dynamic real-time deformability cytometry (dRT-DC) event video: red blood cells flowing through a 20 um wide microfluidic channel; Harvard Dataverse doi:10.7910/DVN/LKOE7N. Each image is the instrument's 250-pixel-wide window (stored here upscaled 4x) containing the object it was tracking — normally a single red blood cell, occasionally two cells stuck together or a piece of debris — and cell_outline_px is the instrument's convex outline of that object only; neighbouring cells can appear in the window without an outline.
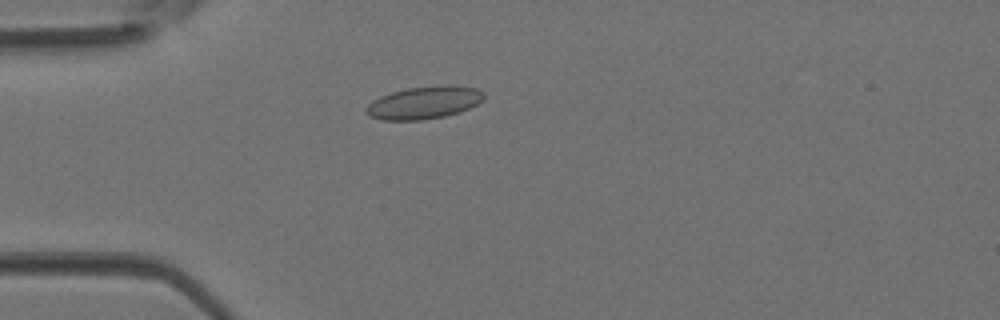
{"species": "Egyptian fruit bat (a non-hibernating species)", "species_latin": "Rousettus aegyptiacus", "temperature_condition": "room temperature", "stored_images_in_passage": 43, "camera_frame_rate_fps": 3000, "um_per_image_px": 0.085, "animal": {"sex": "female"}, "frame": {"image": 1, "passage_image": 12, "time_ms": 3.667, "image_size_px": [1000, 320], "cell_outline_px": [[484, 100], [460, 112], [444, 116], [420, 120], [380, 120], [368, 116], [364, 112], [364, 108], [372, 100], [380, 96], [392, 92], [408, 88], [448, 84], [476, 88], [484, 92]], "centroid_in_image_um": [36.02, 8.72], "position_along_channel_um": 49.0, "area_um2": 22.54}}
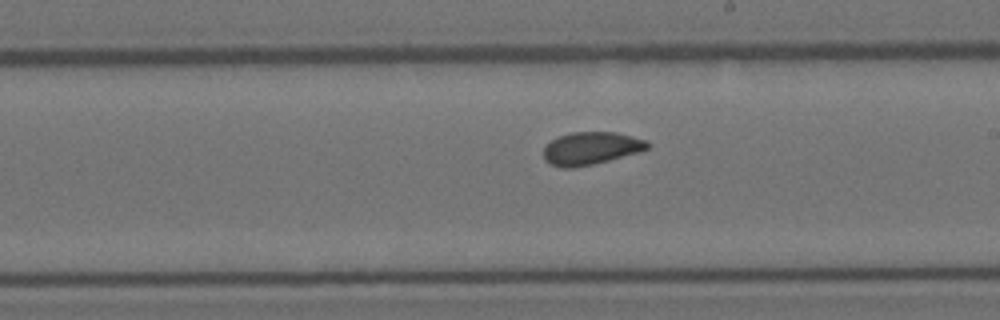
{"frame": {"image": 2, "passage_image": 25, "time_ms": 8.0, "image_size_px": [1000, 320], "cell_outline_px": [[652, 144], [648, 148], [636, 152], [608, 160], [592, 164], [572, 168], [560, 168], [548, 164], [544, 160], [544, 148], [552, 140], [560, 136], [572, 132], [616, 132], [648, 140]], "centroid_in_image_um": [50.22, 12.61], "position_along_channel_um": 238.8, "area_um2": 19.71}}
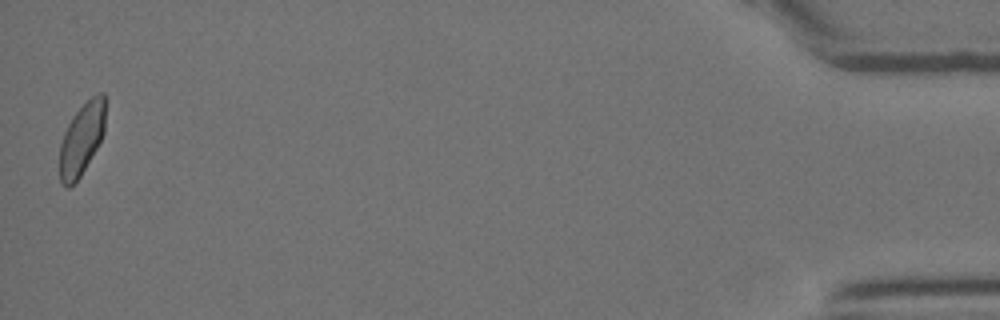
{"frame": {"image": 3, "passage_image": 43, "time_ms": 14.0, "image_size_px": [1000, 320], "cell_outline_px": [[104, 132], [96, 148], [80, 176], [68, 188], [64, 188], [60, 184], [60, 144], [64, 132], [72, 116], [92, 96], [100, 92], [104, 92]], "centroid_in_image_um": [6.92, 11.83], "position_along_channel_um": 428.3, "area_um2": 18.84}}